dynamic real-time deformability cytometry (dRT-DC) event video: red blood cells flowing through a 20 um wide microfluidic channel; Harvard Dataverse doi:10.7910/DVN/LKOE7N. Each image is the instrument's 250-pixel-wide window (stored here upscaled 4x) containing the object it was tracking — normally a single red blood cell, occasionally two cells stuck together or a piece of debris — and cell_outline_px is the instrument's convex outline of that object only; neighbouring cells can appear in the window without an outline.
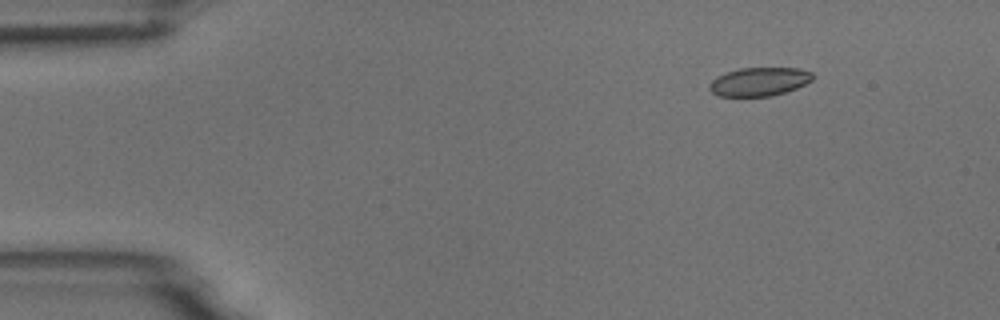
{"species": "common noctule bat (a hibernating species)", "species_latin": "Nyctalus noctula", "temperature_condition": "room temperature", "stored_images_in_passage": 5, "camera_frame_rate_fps": 3000, "um_per_image_px": 0.085, "animal": {"sex": "male", "body_mass_g": 18.8}, "frame": {"image": 1, "passage_image": 2, "time_ms": 0.333, "image_size_px": [1000, 320], "cell_outline_px": [[812, 80], [796, 88], [772, 96], [720, 96], [712, 92], [708, 88], [708, 84], [716, 76], [724, 72], [740, 68], [796, 68], [812, 72]], "centroid_in_image_um": [64.48, 6.94], "position_along_channel_um": 20.5, "area_um2": 17.17}}
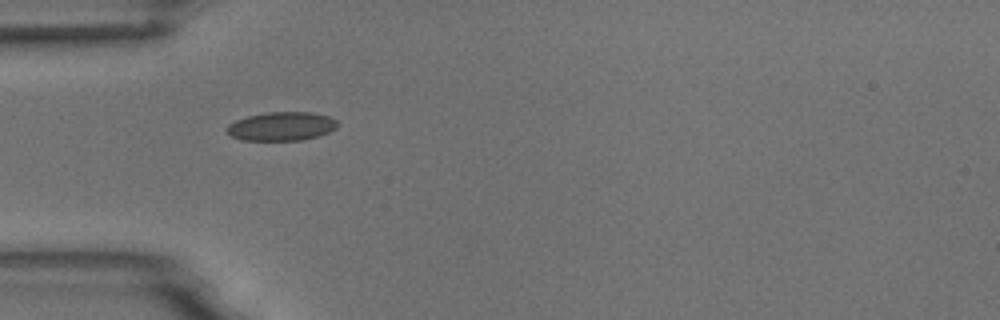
{"frame": {"image": 2, "passage_image": 4, "time_ms": 1.0, "image_size_px": [1000, 320], "cell_outline_px": [[336, 128], [320, 136], [300, 140], [244, 140], [232, 136], [228, 132], [228, 124], [236, 120], [248, 116], [268, 112], [312, 112], [328, 116], [336, 120]], "centroid_in_image_um": [23.95, 10.73], "position_along_channel_um": 61.1, "area_um2": 18.32}}
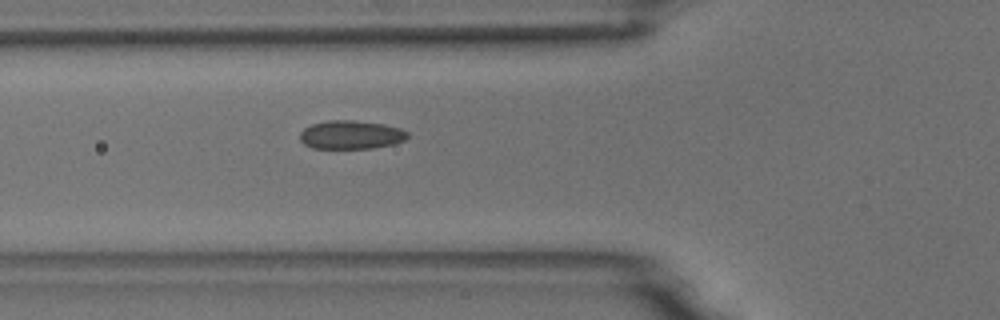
{"frame": {"image": 3, "passage_image": 5, "time_ms": 1.333, "image_size_px": [1000, 320], "cell_outline_px": [[408, 136], [404, 140], [392, 144], [372, 148], [312, 148], [304, 144], [300, 140], [300, 132], [304, 128], [312, 124], [328, 120], [352, 120], [384, 124], [400, 128], [408, 132]], "centroid_in_image_um": [29.81, 11.45], "position_along_channel_um": 96.0, "area_um2": 17.86}}